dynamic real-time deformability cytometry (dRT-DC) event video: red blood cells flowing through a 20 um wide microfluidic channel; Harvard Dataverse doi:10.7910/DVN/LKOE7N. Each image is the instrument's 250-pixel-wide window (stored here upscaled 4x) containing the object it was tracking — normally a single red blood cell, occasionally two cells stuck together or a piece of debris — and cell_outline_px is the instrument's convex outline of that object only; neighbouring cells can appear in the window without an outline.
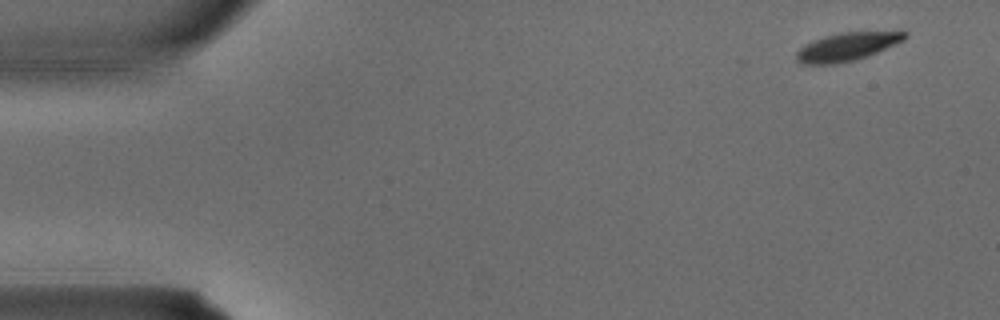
{"species": "common noctule bat (a hibernating species)", "species_latin": "Nyctalus noctula", "temperature_condition": "warm", "stored_images_in_passage": 3, "camera_frame_rate_fps": 3000, "um_per_image_px": 0.085, "animal": {"sex": "male", "body_mass_g": 15.6}, "frame": {"image": 1, "passage_image": 1, "time_ms": 0.0, "image_size_px": [1000, 320], "cell_outline_px": [[908, 36], [904, 40], [876, 52], [856, 60], [836, 64], [804, 64], [796, 60], [796, 52], [800, 48], [812, 40], [824, 36], [844, 32], [908, 32]], "centroid_in_image_um": [71.96, 3.98], "position_along_channel_um": 13.0, "area_um2": 17.57}}
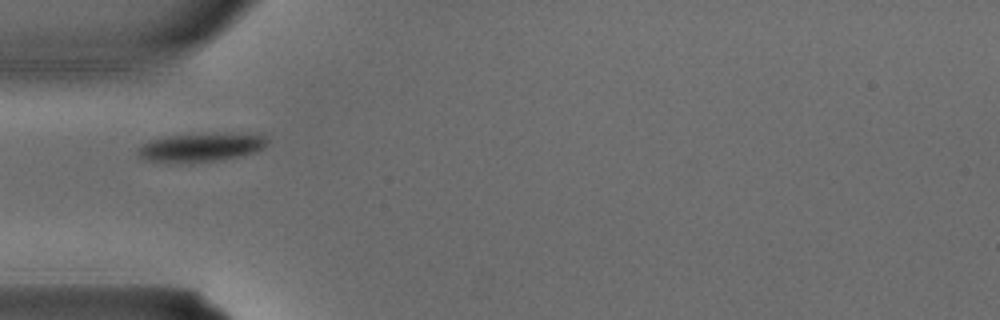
{"frame": {"image": 2, "passage_image": 3, "time_ms": 0.667, "image_size_px": [1000, 320], "cell_outline_px": [[268, 144], [264, 148], [256, 152], [240, 156], [192, 164], [144, 160], [136, 156], [136, 148], [148, 140], [168, 136], [256, 132], [264, 136], [268, 140]], "centroid_in_image_um": [17.08, 12.53], "position_along_channel_um": 67.9, "area_um2": 22.14}}